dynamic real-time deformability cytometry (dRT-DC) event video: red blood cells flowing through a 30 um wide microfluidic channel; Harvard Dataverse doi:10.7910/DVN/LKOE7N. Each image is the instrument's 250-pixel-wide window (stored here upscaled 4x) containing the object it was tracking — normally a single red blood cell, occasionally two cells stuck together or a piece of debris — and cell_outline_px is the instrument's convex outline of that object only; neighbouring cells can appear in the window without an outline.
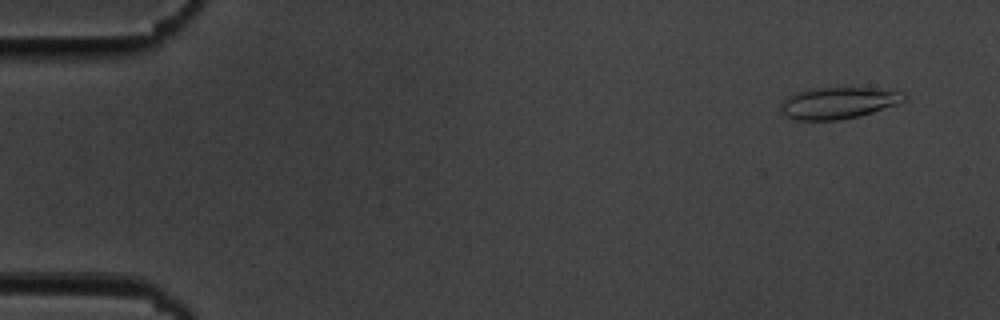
{"species": "common noctule bat (a hibernating species)", "species_latin": "Nyctalus noctula", "temperature_condition": "cold", "stored_images_in_passage": 55, "camera_frame_rate_fps": 3000, "um_per_image_px": 0.085, "animal": {"sex": "male", "body_mass_g": 19.5, "forearm_length_mm": 54.6}, "frame": {"image": 1, "passage_image": 4, "time_ms": 1.0, "image_size_px": [1000, 320], "cell_outline_px": [[908, 96], [904, 100], [896, 104], [872, 112], [840, 120], [796, 120], [788, 116], [780, 108], [780, 104], [788, 96], [796, 92], [812, 88], [868, 88], [900, 92]], "centroid_in_image_um": [71.21, 8.75], "position_along_channel_um": 13.8, "area_um2": 22.25}}
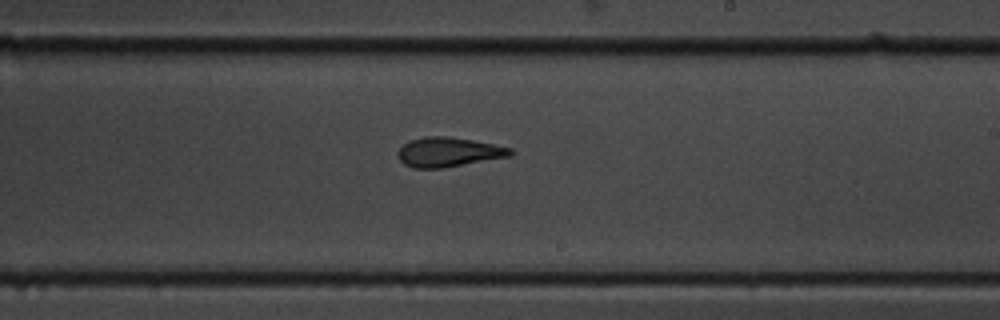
{"frame": {"image": 2, "passage_image": 33, "time_ms": 10.667, "image_size_px": [1000, 320], "cell_outline_px": [[512, 156], [444, 168], [412, 168], [404, 164], [396, 156], [396, 152], [408, 140], [424, 136], [448, 136], [472, 140], [512, 148]], "centroid_in_image_um": [38.08, 12.93], "position_along_channel_um": 250.9, "area_um2": 19.54}}
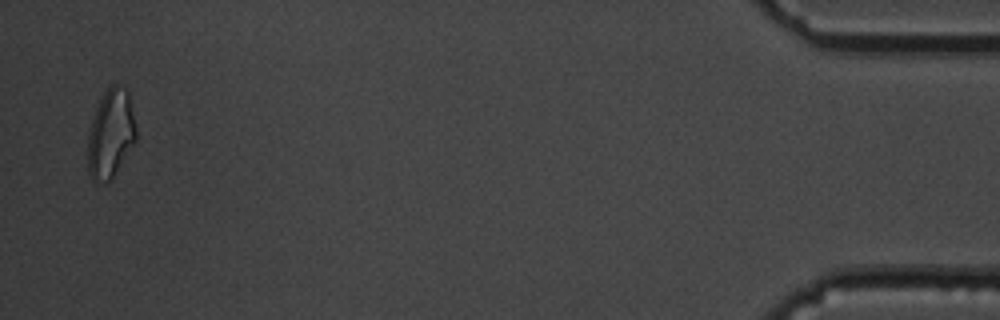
{"frame": {"image": 3, "passage_image": 54, "time_ms": 17.667, "image_size_px": [1000, 320], "cell_outline_px": [[136, 140], [112, 180], [92, 180], [88, 172], [88, 132], [100, 96], [112, 84], [116, 84], [128, 88], [136, 128]], "centroid_in_image_um": [9.42, 11.33], "position_along_channel_um": 425.8, "area_um2": 25.03}, "authors_computed_cell_mechanics": {"area_um2": 20.2878, "velocity_mm_per_s": 3.6742, "shape_relaxation_time_tau1_ms": null, "shape_relaxation_time_tau2_ms": 1.8157, "deformation_change_tau1": null, "deformation_change_tau2": 0.0979}}